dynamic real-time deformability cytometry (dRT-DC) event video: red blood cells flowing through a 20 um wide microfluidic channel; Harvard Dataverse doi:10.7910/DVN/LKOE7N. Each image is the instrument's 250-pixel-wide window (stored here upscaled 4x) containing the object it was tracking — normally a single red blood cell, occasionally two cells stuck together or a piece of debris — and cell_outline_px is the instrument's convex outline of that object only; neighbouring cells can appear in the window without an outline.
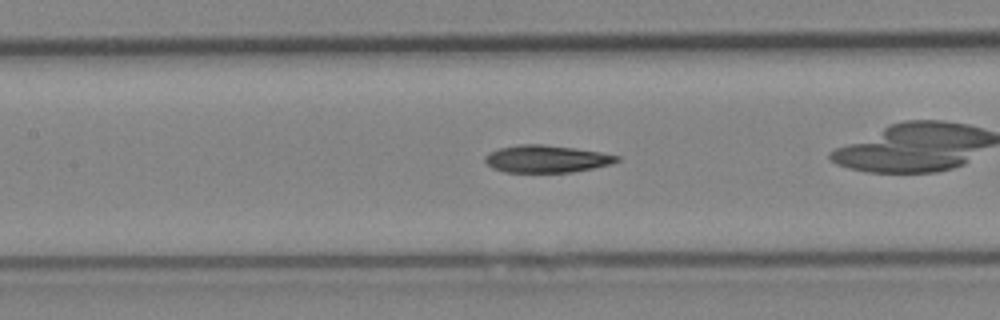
{"species": "Egyptian fruit bat (a non-hibernating species)", "species_latin": "Rousettus aegyptiacus", "temperature_condition": "cold", "stored_images_in_passage": 44, "camera_frame_rate_fps": 3000, "um_per_image_px": 0.085, "animal": {"sex": "female"}, "frame": {"image": 1, "passage_image": 19, "time_ms": 6.0, "image_size_px": [1000, 320], "cell_outline_px": [[620, 160], [612, 164], [572, 172], [504, 172], [492, 168], [484, 160], [484, 156], [500, 148], [520, 144], [544, 144], [600, 152], [620, 156]], "centroid_in_image_um": [46.46, 13.51], "position_along_channel_um": 160.9, "area_um2": 20.87}}